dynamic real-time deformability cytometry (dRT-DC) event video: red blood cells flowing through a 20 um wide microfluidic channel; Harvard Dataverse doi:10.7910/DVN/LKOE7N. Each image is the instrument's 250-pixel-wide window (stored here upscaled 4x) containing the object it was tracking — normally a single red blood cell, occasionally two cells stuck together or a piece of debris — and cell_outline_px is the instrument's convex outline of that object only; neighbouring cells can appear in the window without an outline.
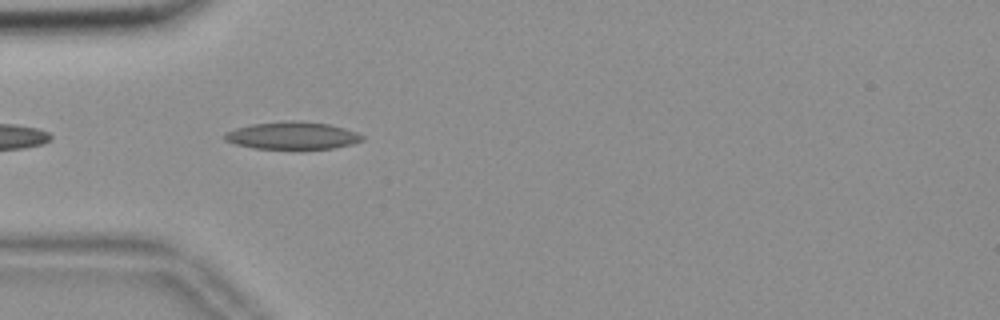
{"species": "common noctule bat (a hibernating species)", "species_latin": "Nyctalus noctula", "temperature_condition": "room temperature", "stored_images_in_passage": 4, "camera_frame_rate_fps": 3000, "um_per_image_px": 0.085, "animal": {"sex": "female", "body_mass_g": 18.4}, "frame": {"image": 1, "passage_image": 2, "time_ms": 0.333, "image_size_px": [1000, 320], "cell_outline_px": [[364, 140], [352, 144], [332, 148], [252, 148], [236, 144], [224, 140], [224, 132], [236, 128], [252, 124], [284, 120], [300, 120], [328, 124], [344, 128], [356, 132], [364, 136]], "centroid_in_image_um": [24.84, 11.5], "position_along_channel_um": 60.2, "area_um2": 21.96}}